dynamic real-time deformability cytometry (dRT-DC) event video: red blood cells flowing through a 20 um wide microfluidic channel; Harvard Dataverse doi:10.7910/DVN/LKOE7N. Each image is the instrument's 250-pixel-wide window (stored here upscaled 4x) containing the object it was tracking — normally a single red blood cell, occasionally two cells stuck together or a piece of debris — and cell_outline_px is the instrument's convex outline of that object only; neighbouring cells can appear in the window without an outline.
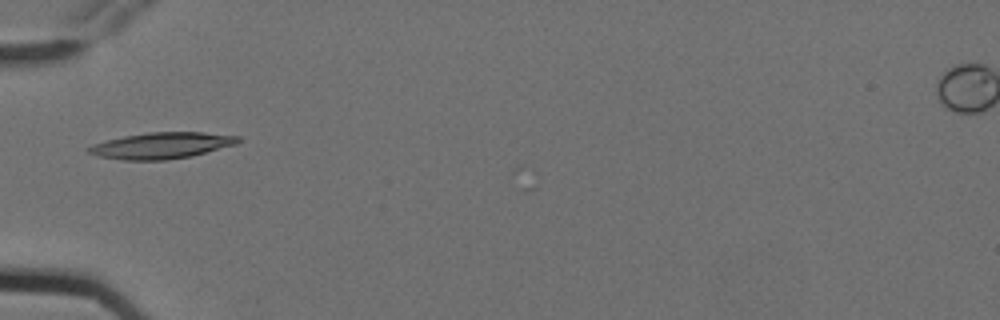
{"species": "Egyptian fruit bat (a non-hibernating species)", "species_latin": "Rousettus aegyptiacus", "temperature_condition": "cold", "stored_images_in_passage": 5, "camera_frame_rate_fps": 3000, "um_per_image_px": 0.085, "animal": {"sex": "female"}, "frame": {"image": 1, "passage_image": 4, "time_ms": 1.0, "image_size_px": [1000, 320], "cell_outline_px": [[244, 140], [236, 144], [188, 156], [164, 160], [124, 160], [96, 156], [88, 152], [84, 148], [92, 144], [124, 136], [148, 132], [204, 132], [240, 136]], "centroid_in_image_um": [13.71, 12.36], "position_along_channel_um": 71.3, "area_um2": 22.77}}
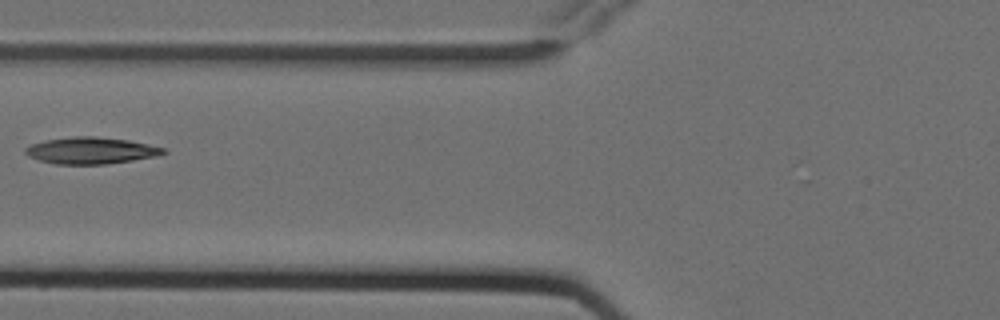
{"frame": {"image": 2, "passage_image": 5, "time_ms": 1.333, "image_size_px": [1000, 320], "cell_outline_px": [[168, 152], [156, 156], [132, 160], [104, 164], [56, 164], [40, 160], [28, 156], [24, 152], [24, 148], [32, 144], [44, 140], [72, 136], [96, 136], [128, 140], [148, 144], [164, 148]], "centroid_in_image_um": [7.71, 12.79], "position_along_channel_um": 118.1, "area_um2": 21.39}}